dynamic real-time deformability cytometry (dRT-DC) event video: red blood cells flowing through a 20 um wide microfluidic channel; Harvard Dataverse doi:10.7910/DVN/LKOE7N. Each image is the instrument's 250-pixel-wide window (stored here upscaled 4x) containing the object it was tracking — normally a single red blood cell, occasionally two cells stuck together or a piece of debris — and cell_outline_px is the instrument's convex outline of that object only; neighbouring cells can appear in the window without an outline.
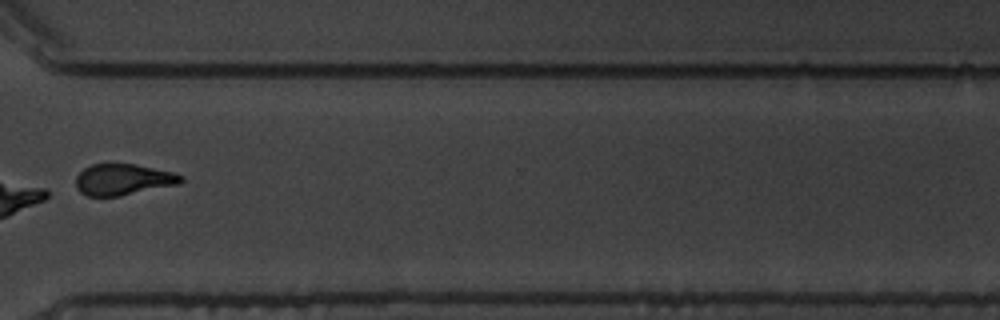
{"species": "common noctule bat (a hibernating species)", "species_latin": "Nyctalus noctula", "temperature_condition": "warm", "stored_images_in_passage": 12, "camera_frame_rate_fps": 3000, "um_per_image_px": 0.085, "animal": {"sex": "male", "body_mass_g": 19.5, "forearm_length_mm": 54.6}, "frame": {"image": 1, "passage_image": 9, "time_ms": 9.667, "image_size_px": [1000, 320], "cell_outline_px": [[184, 180], [180, 184], [120, 196], [88, 196], [80, 192], [76, 188], [76, 176], [84, 168], [92, 164], [136, 164], [172, 172], [184, 176]], "centroid_in_image_um": [10.48, 15.26], "position_along_channel_um": 360.1, "area_um2": 19.19}, "authors_computed_cell_mechanics": {"area_um2": 21.4727, "velocity_mm_per_s": 3.53, "shape_relaxation_time_tau1_ms": 2.4216, "shape_relaxation_time_tau2_ms": 1.6207, "deformation_change_tau1": 0.1057, "deformation_change_tau2": 0.072}}